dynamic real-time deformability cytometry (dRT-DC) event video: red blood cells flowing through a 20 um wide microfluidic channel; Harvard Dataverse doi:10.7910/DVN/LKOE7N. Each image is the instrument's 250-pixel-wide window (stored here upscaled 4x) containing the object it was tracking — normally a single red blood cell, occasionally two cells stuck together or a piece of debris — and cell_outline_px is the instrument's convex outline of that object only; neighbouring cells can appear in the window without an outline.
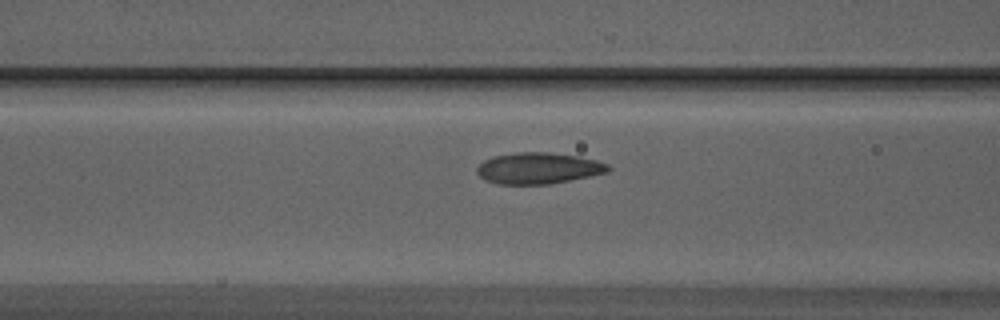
{"species": "Egyptian fruit bat (a non-hibernating species)", "species_latin": "Rousettus aegyptiacus", "temperature_condition": "warm", "stored_images_in_passage": 12, "camera_frame_rate_fps": 3000, "um_per_image_px": 0.085, "animal": {"sex": "male"}, "frame": {"image": 1, "passage_image": 10, "time_ms": 3.0, "image_size_px": [1000, 320], "cell_outline_px": [[612, 168], [608, 172], [548, 184], [500, 184], [484, 180], [476, 172], [476, 168], [484, 160], [492, 156], [516, 152], [548, 152], [576, 156], [596, 160], [608, 164]], "centroid_in_image_um": [45.73, 14.29], "position_along_channel_um": 120.9, "area_um2": 23.81}}